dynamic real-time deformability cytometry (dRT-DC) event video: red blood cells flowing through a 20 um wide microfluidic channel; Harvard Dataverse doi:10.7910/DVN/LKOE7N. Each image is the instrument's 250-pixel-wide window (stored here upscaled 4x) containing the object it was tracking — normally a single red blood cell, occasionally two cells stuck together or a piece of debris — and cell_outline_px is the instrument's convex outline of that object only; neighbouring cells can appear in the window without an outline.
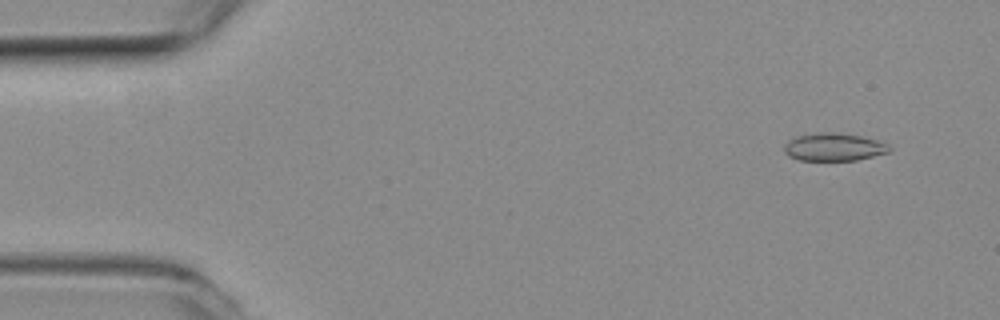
{"species": "common noctule bat (a hibernating species)", "species_latin": "Nyctalus noctula", "temperature_condition": "room temperature", "stored_images_in_passage": 53, "camera_frame_rate_fps": 3000, "um_per_image_px": 0.085, "animal": {"sex": "female", "body_mass_g": 19.3, "forearm_length_mm": 54.1}, "frame": {"image": 1, "passage_image": 1, "time_ms": 0.0, "image_size_px": [1000, 320], "cell_outline_px": [[892, 148], [888, 152], [856, 160], [800, 160], [788, 156], [784, 152], [784, 144], [788, 140], [796, 136], [820, 132], [832, 132], [860, 136], [876, 140], [888, 144]], "centroid_in_image_um": [70.84, 12.49], "position_along_channel_um": 14.2, "area_um2": 16.94}}
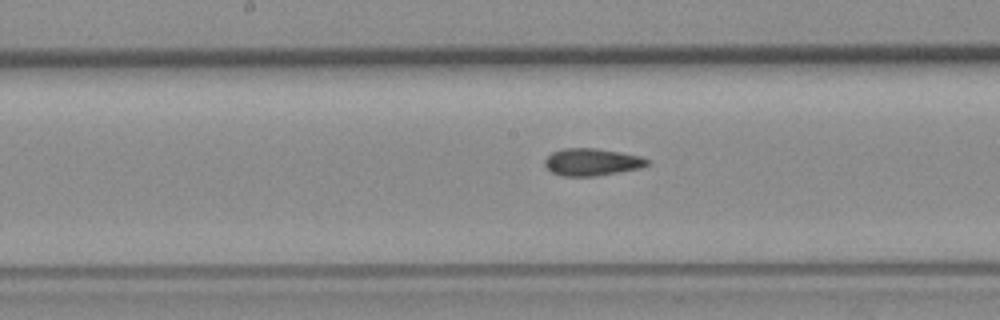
{"frame": {"image": 2, "passage_image": 25, "time_ms": 8.0, "image_size_px": [1000, 320], "cell_outline_px": [[652, 160], [648, 164], [640, 168], [596, 176], [560, 176], [552, 172], [544, 164], [544, 160], [552, 152], [564, 148], [596, 148], [620, 152], [640, 156]], "centroid_in_image_um": [50.31, 13.77], "position_along_channel_um": 197.9, "area_um2": 16.3}}
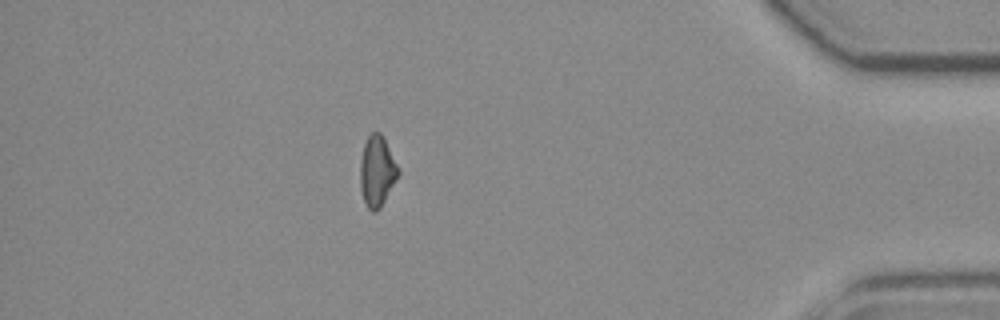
{"frame": {"image": 3, "passage_image": 46, "time_ms": 15.0, "image_size_px": [1000, 320], "cell_outline_px": [[400, 172], [380, 208], [376, 212], [372, 212], [368, 208], [364, 200], [360, 188], [360, 160], [364, 144], [368, 136], [372, 132], [380, 132], [384, 136]], "centroid_in_image_um": [32.03, 14.53], "position_along_channel_um": 403.2, "area_um2": 15.61}, "authors_computed_cell_mechanics": {"area_um2": 16.184, "velocity_mm_per_s": 3.6363, "shape_relaxation_time_tau1_ms": null, "shape_relaxation_time_tau2_ms": 3.4316, "deformation_change_tau1": null, "deformation_change_tau2": 0.0895}}